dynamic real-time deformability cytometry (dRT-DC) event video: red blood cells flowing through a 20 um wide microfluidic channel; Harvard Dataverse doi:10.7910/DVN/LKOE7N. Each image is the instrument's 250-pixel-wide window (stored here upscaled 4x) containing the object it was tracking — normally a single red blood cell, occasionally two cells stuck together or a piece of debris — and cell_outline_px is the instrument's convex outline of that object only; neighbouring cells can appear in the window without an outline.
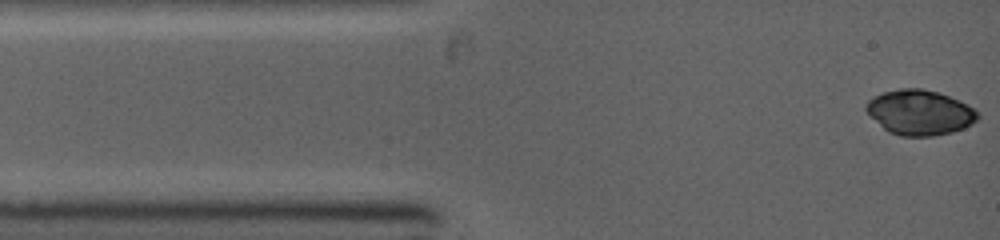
{"species": "common noctule bat (a hibernating species)", "species_latin": "Nyctalus noctula", "temperature_condition": "warm", "stored_images_in_passage": 24, "camera_frame_rate_fps": 5000, "um_per_image_px": 0.085, "animal": {"sex": "female", "body_mass_g": 19.0, "forearm_length_mm": 53.3}, "frame": {"image": 1, "passage_image": 1, "time_ms": 0.0, "image_size_px": [1000, 240], "cell_outline_px": [[980, 116], [972, 124], [964, 128], [952, 132], [932, 136], [900, 136], [888, 132], [864, 108], [868, 100], [884, 92], [900, 88], [920, 88], [936, 92], [948, 96], [972, 108]], "centroid_in_image_um": [78.17, 9.57], "position_along_channel_um": 6.8, "area_um2": 28.78}}
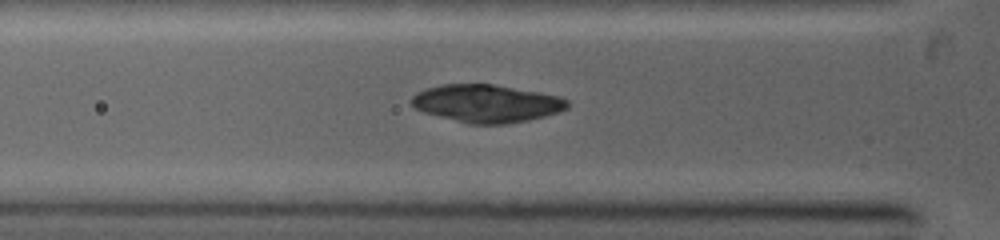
{"frame": {"image": 2, "passage_image": 10, "time_ms": 3.0, "image_size_px": [1000, 240], "cell_outline_px": [[568, 108], [544, 116], [528, 120], [508, 124], [468, 124], [424, 112], [416, 108], [408, 100], [416, 92], [440, 84], [492, 84], [540, 92], [560, 96], [568, 100]], "centroid_in_image_um": [41.34, 8.79], "position_along_channel_um": 84.5, "area_um2": 34.28}}
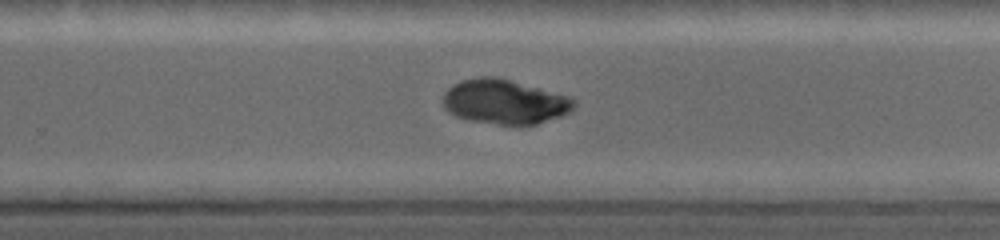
{"frame": {"image": 3, "passage_image": 24, "time_ms": 7.4, "image_size_px": [1000, 240], "cell_outline_px": [[576, 104], [568, 112], [560, 116], [536, 124], [496, 124], [468, 120], [456, 116], [448, 112], [444, 108], [444, 92], [452, 84], [460, 80], [480, 76], [492, 76], [512, 80], [568, 96]], "centroid_in_image_um": [42.83, 8.64], "position_along_channel_um": 287.0, "area_um2": 33.81}}